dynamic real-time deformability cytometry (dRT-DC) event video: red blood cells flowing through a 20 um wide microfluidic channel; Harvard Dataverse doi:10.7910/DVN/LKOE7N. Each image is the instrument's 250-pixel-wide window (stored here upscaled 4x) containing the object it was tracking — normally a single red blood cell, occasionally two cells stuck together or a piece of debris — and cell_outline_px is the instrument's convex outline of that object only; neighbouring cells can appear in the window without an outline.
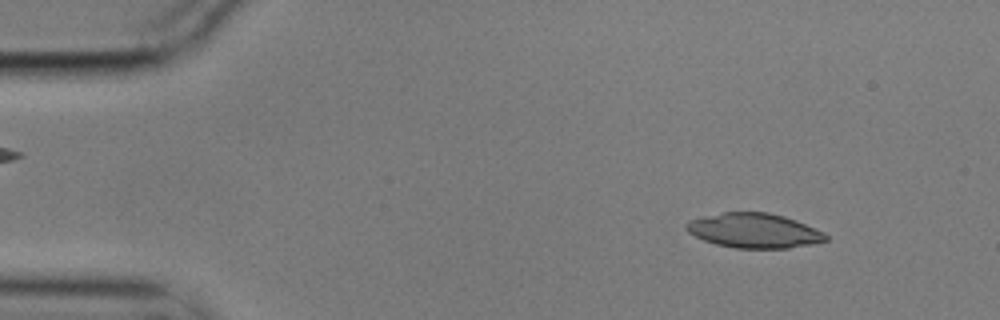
{"species": "common noctule bat (a hibernating species)", "species_latin": "Nyctalus noctula", "temperature_condition": "cold", "stored_images_in_passage": 55, "camera_frame_rate_fps": 3000, "um_per_image_px": 0.085, "animal": {"sex": "male", "body_mass_g": 17.9}, "frame": {"image": 1, "passage_image": 6, "time_ms": 1.667, "image_size_px": [1000, 320], "cell_outline_px": [[828, 240], [812, 244], [788, 248], [736, 248], [716, 244], [704, 240], [688, 232], [684, 228], [684, 224], [688, 220], [704, 216], [724, 212], [768, 212], [784, 216], [796, 220], [824, 232], [828, 236]], "centroid_in_image_um": [64.09, 19.6], "position_along_channel_um": 20.9, "area_um2": 28.21}}
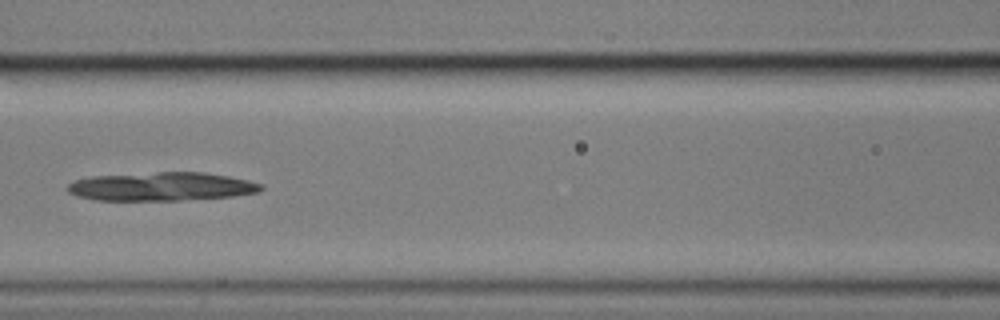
{"frame": {"image": 2, "passage_image": 24, "time_ms": 7.667, "image_size_px": [1000, 320], "cell_outline_px": [[264, 188], [260, 192], [232, 196], [180, 200], [96, 200], [76, 196], [68, 192], [64, 188], [68, 184], [76, 180], [92, 176], [156, 172], [204, 172], [228, 176], [248, 180], [264, 184]], "centroid_in_image_um": [13.73, 15.85], "position_along_channel_um": 152.9, "area_um2": 32.31}}
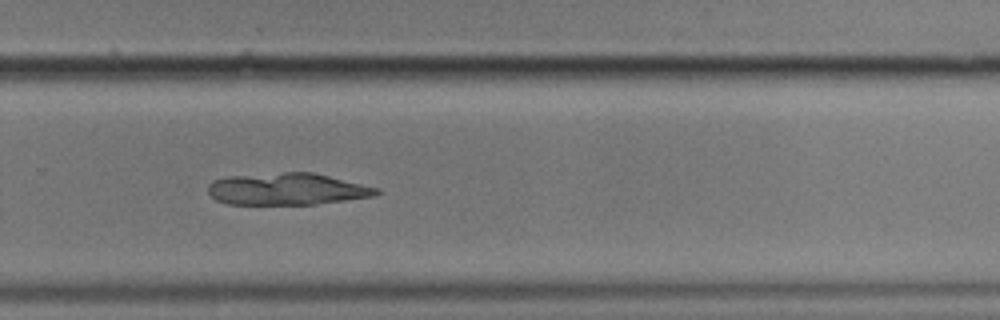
{"frame": {"image": 3, "passage_image": 37, "time_ms": 12.0, "image_size_px": [1000, 320], "cell_outline_px": [[380, 192], [376, 196], [316, 204], [228, 204], [216, 200], [208, 192], [208, 184], [212, 180], [228, 176], [284, 172], [312, 172], [380, 188]], "centroid_in_image_um": [24.41, 16.07], "position_along_channel_um": 305.4, "area_um2": 31.39}}